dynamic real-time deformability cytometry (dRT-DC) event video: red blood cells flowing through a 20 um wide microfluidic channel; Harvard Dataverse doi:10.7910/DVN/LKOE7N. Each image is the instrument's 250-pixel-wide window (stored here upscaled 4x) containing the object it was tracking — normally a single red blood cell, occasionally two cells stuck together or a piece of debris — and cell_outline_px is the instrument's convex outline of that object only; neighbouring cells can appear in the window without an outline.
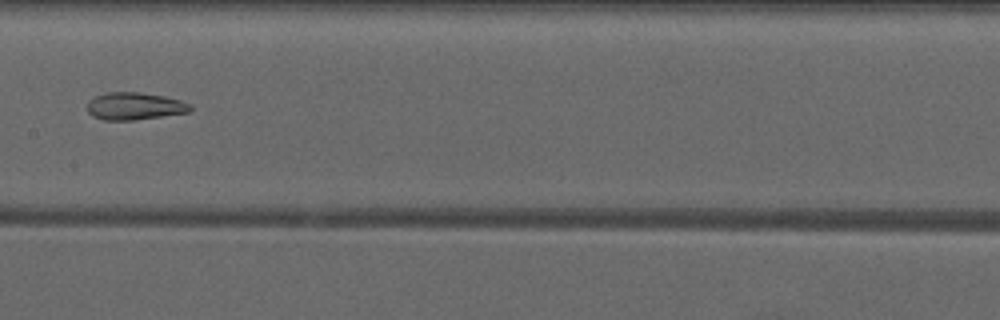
{"species": "common noctule bat (a hibernating species)", "species_latin": "Nyctalus noctula", "temperature_condition": "warm", "stored_images_in_passage": 8, "camera_frame_rate_fps": 3000, "um_per_image_px": 0.085, "animal": {"sex": "male", "forearm_length_mm": 52.5}, "frame": {"image": 1, "passage_image": 8, "time_ms": 8.667, "image_size_px": [1000, 320], "cell_outline_px": [[192, 108], [188, 112], [136, 120], [104, 120], [92, 116], [88, 112], [88, 100], [96, 96], [108, 92], [140, 92], [164, 96], [180, 100], [192, 104]], "centroid_in_image_um": [11.44, 9.02], "position_along_channel_um": 196.0, "area_um2": 16.47}}